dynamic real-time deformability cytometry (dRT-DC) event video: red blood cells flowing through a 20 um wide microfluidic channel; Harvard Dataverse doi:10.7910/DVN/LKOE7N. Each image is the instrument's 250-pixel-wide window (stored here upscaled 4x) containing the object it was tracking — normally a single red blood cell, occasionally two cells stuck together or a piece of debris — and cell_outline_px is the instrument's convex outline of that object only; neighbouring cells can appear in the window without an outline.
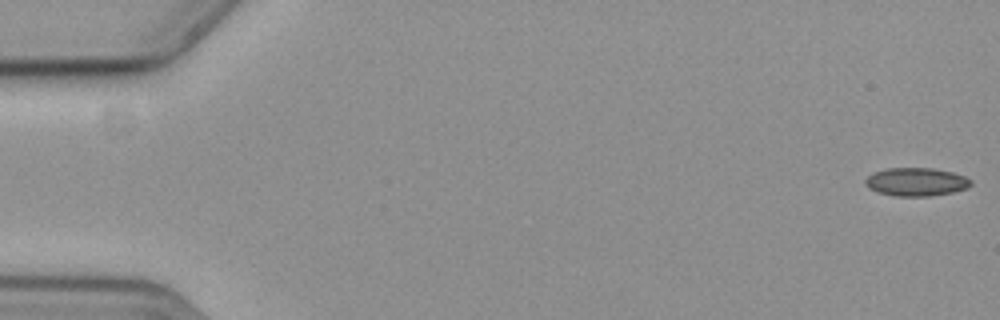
{"species": "common noctule bat (a hibernating species)", "species_latin": "Nyctalus noctula", "temperature_condition": "cold", "stored_images_in_passage": 59, "camera_frame_rate_fps": 3000, "um_per_image_px": 0.085, "animal": {"sex": "female", "body_mass_g": 19.3, "forearm_length_mm": 54.1}, "frame": {"image": 1, "passage_image": 1, "time_ms": 0.0, "image_size_px": [1000, 320], "cell_outline_px": [[972, 184], [968, 188], [952, 192], [928, 196], [896, 196], [876, 192], [868, 188], [864, 184], [864, 180], [872, 172], [884, 168], [932, 168], [952, 172], [964, 176], [972, 180]], "centroid_in_image_um": [77.84, 15.45], "position_along_channel_um": 7.2, "area_um2": 17.57}}
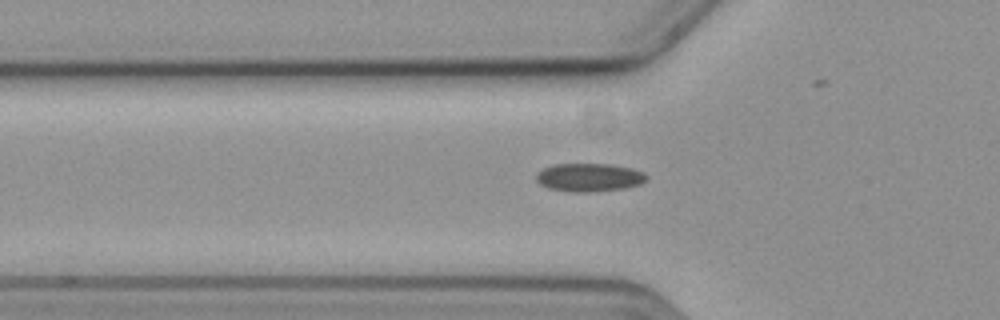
{"frame": {"image": 2, "passage_image": 20, "time_ms": 6.333, "image_size_px": [1000, 320], "cell_outline_px": [[648, 176], [640, 184], [624, 188], [592, 192], [572, 192], [548, 188], [540, 184], [536, 180], [536, 172], [552, 164], [612, 164], [632, 168], [644, 172]], "centroid_in_image_um": [50.06, 15.07], "position_along_channel_um": 75.7, "area_um2": 18.26}}
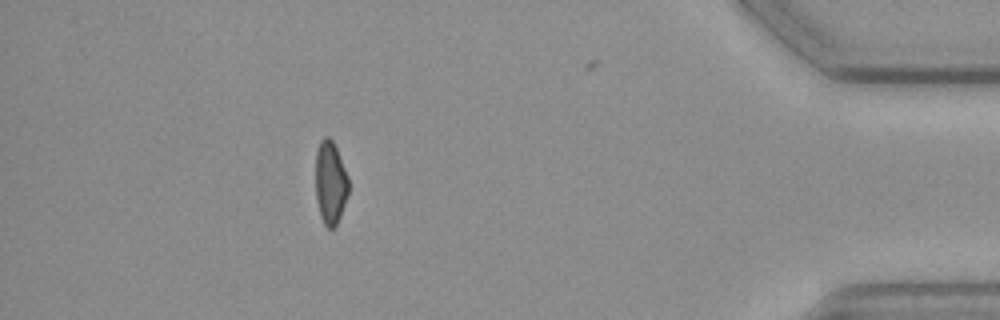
{"frame": {"image": 3, "passage_image": 52, "time_ms": 17.0, "image_size_px": [1000, 320], "cell_outline_px": [[348, 192], [340, 216], [336, 224], [332, 228], [328, 228], [324, 224], [320, 216], [316, 200], [316, 152], [320, 140], [324, 136], [328, 136], [332, 140], [336, 148], [348, 176]], "centroid_in_image_um": [28.07, 15.51], "position_along_channel_um": 407.1, "area_um2": 15.84}, "authors_computed_cell_mechanics": {"area_um2": 17.5134, "velocity_mm_per_s": 3.6057, "shape_relaxation_time_tau1_ms": null, "shape_relaxation_time_tau2_ms": 3.8753, "deformation_change_tau1": null, "deformation_change_tau2": 0.0921}}